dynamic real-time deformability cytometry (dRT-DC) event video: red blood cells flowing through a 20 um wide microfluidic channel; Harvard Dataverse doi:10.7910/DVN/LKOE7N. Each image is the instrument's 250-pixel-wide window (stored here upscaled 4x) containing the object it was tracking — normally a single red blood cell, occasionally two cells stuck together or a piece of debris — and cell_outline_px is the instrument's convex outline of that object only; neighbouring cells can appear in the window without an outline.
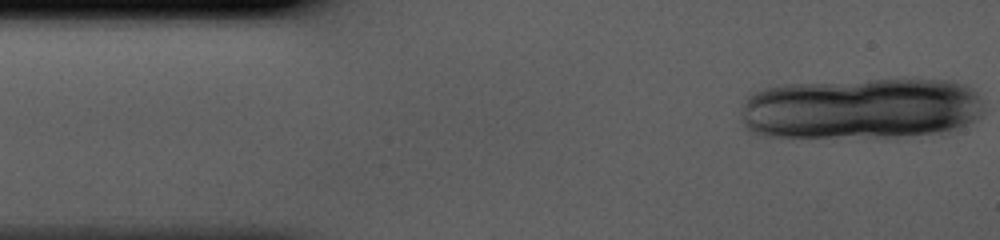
{"species": "human", "species_latin": "Homo sapiens", "temperature_condition": "cold", "stored_images_in_passage": 12, "camera_frame_rate_fps": 3000, "um_per_image_px": 0.085, "donor": {"sex": "male"}, "frame": {"image": 1, "passage_image": 1, "time_ms": 0.0, "image_size_px": [1000, 240], "cell_outline_px": [[984, 112], [980, 116], [944, 136], [760, 136], [744, 128], [740, 120], [740, 108], [748, 96], [764, 88], [784, 84], [872, 80], [952, 80], [968, 84], [976, 92], [980, 100]], "centroid_in_image_um": [73.23, 9.24], "position_along_channel_um": 11.8, "area_um2": 87.97}}